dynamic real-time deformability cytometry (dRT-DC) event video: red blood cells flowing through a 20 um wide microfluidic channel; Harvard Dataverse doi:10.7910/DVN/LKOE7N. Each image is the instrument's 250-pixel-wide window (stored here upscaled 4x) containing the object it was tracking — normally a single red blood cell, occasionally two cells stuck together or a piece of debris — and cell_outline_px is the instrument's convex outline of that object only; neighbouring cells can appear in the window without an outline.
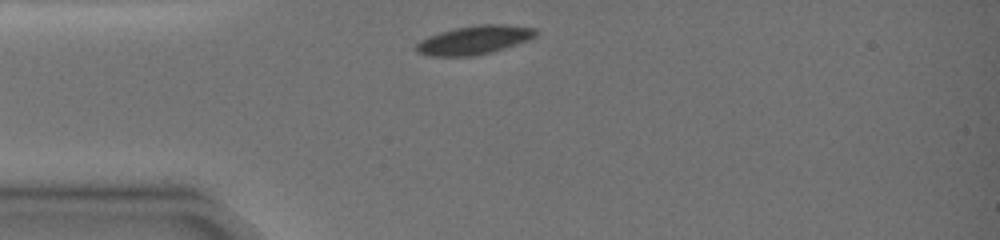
{"species": "common noctule bat (a hibernating species)", "species_latin": "Nyctalus noctula", "temperature_condition": "warm", "stored_images_in_passage": 9, "camera_frame_rate_fps": 3000, "um_per_image_px": 0.085, "animal": {"sex": "female", "body_mass_g": 19.0, "forearm_length_mm": 51.5}, "frame": {"image": 1, "passage_image": 1, "time_ms": 0.0, "image_size_px": [1000, 240], "cell_outline_px": [[536, 36], [528, 40], [492, 52], [472, 56], [428, 56], [416, 52], [412, 48], [420, 40], [428, 36], [440, 32], [456, 28], [480, 24], [504, 24], [536, 28]], "centroid_in_image_um": [40.27, 3.4], "position_along_channel_um": 44.7, "area_um2": 20.06}}